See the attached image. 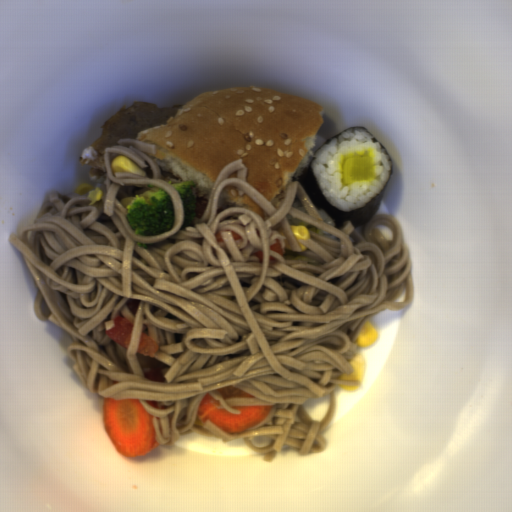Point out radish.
I'll return each instance as SVG.
<instances>
[{
    "label": "radish",
    "mask_w": 512,
    "mask_h": 512,
    "mask_svg": "<svg viewBox=\"0 0 512 512\" xmlns=\"http://www.w3.org/2000/svg\"><path fill=\"white\" fill-rule=\"evenodd\" d=\"M374 174L371 156L354 155L346 158L343 184L365 183Z\"/></svg>",
    "instance_id": "1f323893"
}]
</instances>
